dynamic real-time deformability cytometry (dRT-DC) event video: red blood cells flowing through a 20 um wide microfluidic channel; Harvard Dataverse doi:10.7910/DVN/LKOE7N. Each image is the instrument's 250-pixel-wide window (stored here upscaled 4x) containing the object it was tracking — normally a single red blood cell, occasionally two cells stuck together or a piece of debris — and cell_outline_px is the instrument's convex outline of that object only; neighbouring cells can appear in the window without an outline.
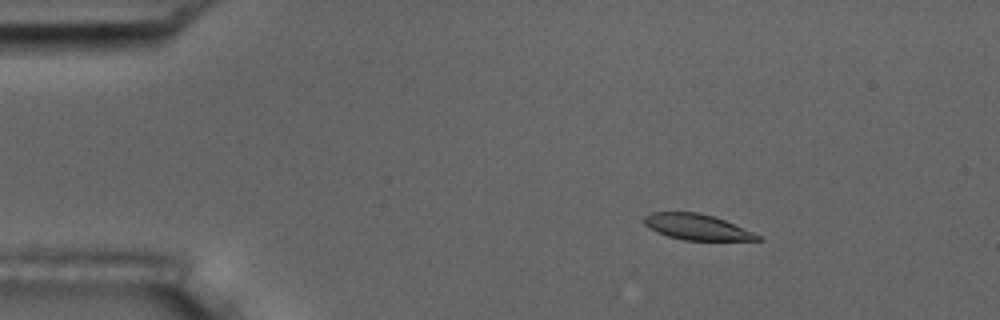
{"species": "common noctule bat (a hibernating species)", "species_latin": "Nyctalus noctula", "temperature_condition": "room temperature", "stored_images_in_passage": 2, "camera_frame_rate_fps": 3000, "um_per_image_px": 0.085, "animal": {"sex": "male", "body_mass_g": 17.5, "forearm_length_mm": 52.3}, "frame": {"image": 1, "passage_image": 2, "time_ms": 1.0, "image_size_px": [1000, 320], "cell_outline_px": [[764, 240], [684, 240], [668, 236], [656, 232], [648, 228], [644, 224], [644, 216], [652, 212], [700, 212], [724, 220], [764, 236]], "centroid_in_image_um": [59.25, 19.3], "position_along_channel_um": 25.8, "area_um2": 17.11}}